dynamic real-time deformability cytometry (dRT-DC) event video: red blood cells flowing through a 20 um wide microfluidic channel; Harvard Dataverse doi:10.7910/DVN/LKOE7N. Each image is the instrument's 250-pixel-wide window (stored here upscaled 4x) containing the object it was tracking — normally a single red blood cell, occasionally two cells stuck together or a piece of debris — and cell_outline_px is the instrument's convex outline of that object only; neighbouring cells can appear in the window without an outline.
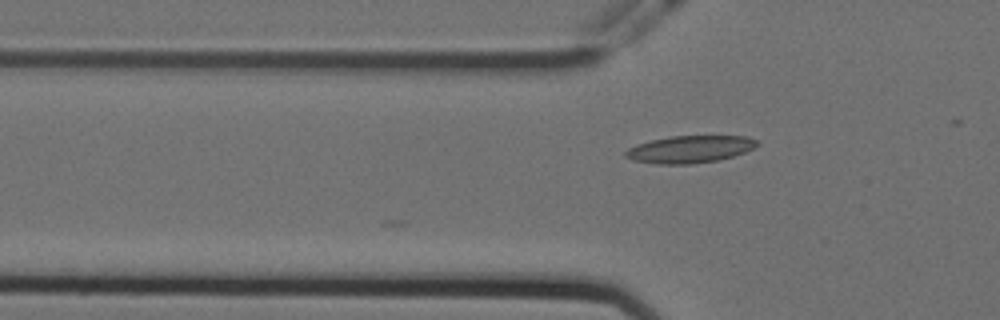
{"species": "Egyptian fruit bat (a non-hibernating species)", "species_latin": "Rousettus aegyptiacus", "temperature_condition": "cold", "stored_images_in_passage": 2, "camera_frame_rate_fps": 3000, "um_per_image_px": 0.085, "animal": {"sex": "female"}, "frame": {"image": 1, "passage_image": 2, "time_ms": 0.333, "image_size_px": [1000, 320], "cell_outline_px": [[760, 144], [744, 152], [732, 156], [716, 160], [692, 164], [656, 164], [632, 160], [624, 156], [624, 152], [628, 148], [636, 144], [652, 140], [672, 136], [748, 136], [756, 140]], "centroid_in_image_um": [58.6, 12.68], "position_along_channel_um": 67.2, "area_um2": 20.81}}